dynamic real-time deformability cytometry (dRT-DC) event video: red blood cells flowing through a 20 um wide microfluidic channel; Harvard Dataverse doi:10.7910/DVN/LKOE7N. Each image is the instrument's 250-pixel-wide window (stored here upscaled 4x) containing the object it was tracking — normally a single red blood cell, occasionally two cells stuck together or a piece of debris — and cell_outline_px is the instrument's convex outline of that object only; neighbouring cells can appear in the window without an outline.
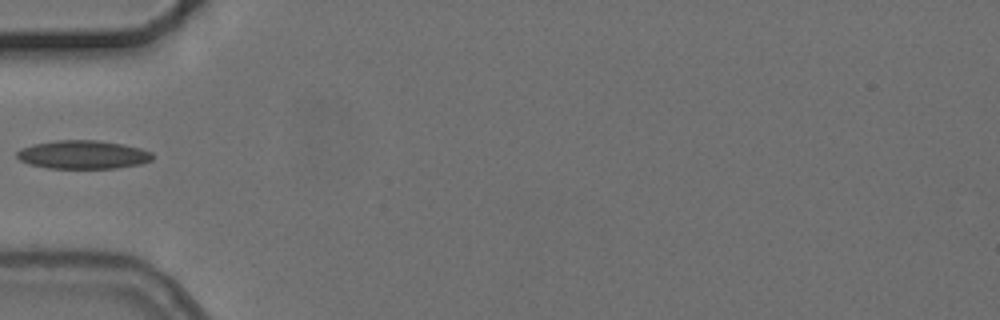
{"species": "common noctule bat (a hibernating species)", "species_latin": "Nyctalus noctula", "temperature_condition": "cold", "stored_images_in_passage": 2, "camera_frame_rate_fps": 3000, "um_per_image_px": 0.085, "animal": {"sex": "female", "body_mass_g": 24.6, "forearm_length_mm": 56.2}, "frame": {"image": 1, "passage_image": 2, "time_ms": 1.0, "image_size_px": [1000, 320], "cell_outline_px": [[152, 160], [140, 164], [116, 168], [48, 168], [28, 164], [20, 160], [16, 156], [16, 152], [20, 148], [32, 144], [56, 140], [96, 140], [120, 144], [140, 148], [152, 152]], "centroid_in_image_um": [7.01, 13.14], "position_along_channel_um": 78.0, "area_um2": 22.48}}